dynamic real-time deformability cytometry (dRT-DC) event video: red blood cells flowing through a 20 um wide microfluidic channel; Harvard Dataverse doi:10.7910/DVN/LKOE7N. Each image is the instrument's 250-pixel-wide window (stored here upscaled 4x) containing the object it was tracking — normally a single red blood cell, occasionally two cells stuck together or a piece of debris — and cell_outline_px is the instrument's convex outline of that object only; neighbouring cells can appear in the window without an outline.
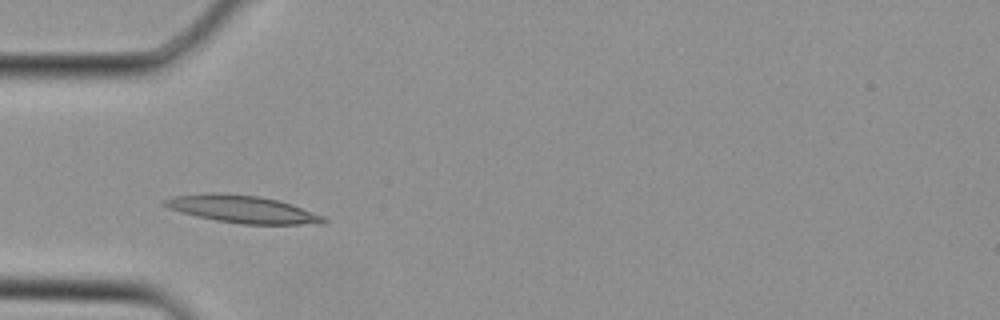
{"species": "Egyptian fruit bat (a non-hibernating species)", "species_latin": "Rousettus aegyptiacus", "temperature_condition": "cold", "stored_images_in_passage": 1, "camera_frame_rate_fps": 3000, "um_per_image_px": 0.085, "animal": {"sex": "female"}, "frame": {"image": 1, "passage_image": 1, "time_ms": 0.0, "image_size_px": [1000, 320], "cell_outline_px": [[328, 220], [320, 224], [244, 224], [216, 220], [180, 212], [168, 208], [160, 204], [164, 200], [172, 196], [208, 192], [216, 192], [260, 196], [280, 200], [292, 204], [324, 216]], "centroid_in_image_um": [20.59, 17.76], "position_along_channel_um": 64.4, "area_um2": 25.55}}